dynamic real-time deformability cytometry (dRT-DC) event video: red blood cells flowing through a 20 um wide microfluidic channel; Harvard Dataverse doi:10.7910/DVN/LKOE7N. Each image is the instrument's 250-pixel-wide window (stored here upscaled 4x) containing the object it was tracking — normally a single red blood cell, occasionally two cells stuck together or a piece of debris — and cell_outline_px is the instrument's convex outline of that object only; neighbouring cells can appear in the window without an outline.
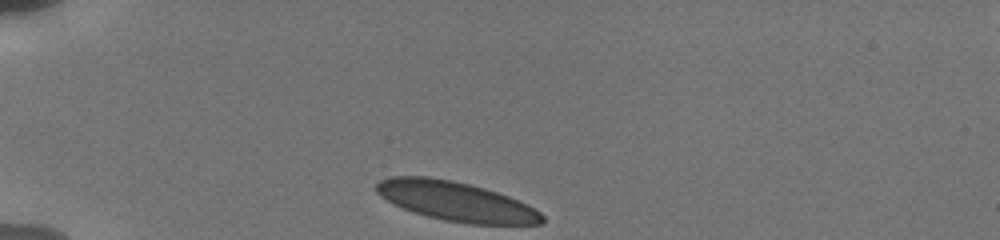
{"species": "human", "species_latin": "Homo sapiens", "temperature_condition": "cold", "stored_images_in_passage": 26, "camera_frame_rate_fps": 3000, "um_per_image_px": 0.085, "donor": {"sex": "male"}, "frame": {"image": 1, "passage_image": 1, "time_ms": 0.0, "image_size_px": [1000, 240], "cell_outline_px": [[544, 220], [540, 224], [468, 224], [444, 220], [428, 216], [392, 204], [380, 196], [376, 192], [376, 184], [380, 180], [388, 176], [428, 176], [452, 180], [484, 188], [508, 196], [528, 204], [540, 212], [544, 216]], "centroid_in_image_um": [38.74, 17.1], "position_along_channel_um": 46.3, "area_um2": 37.97}}
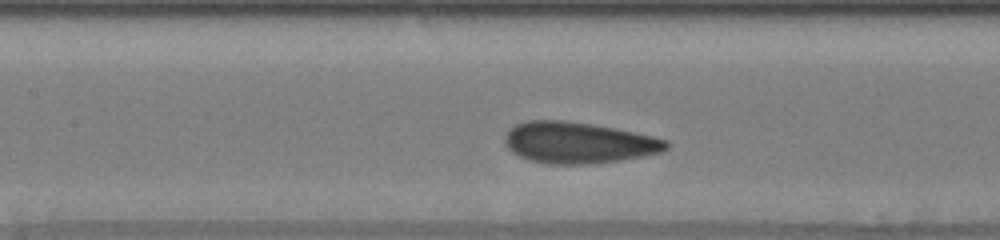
{"frame": {"image": 2, "passage_image": 11, "time_ms": 4.0, "image_size_px": [1000, 240], "cell_outline_px": [[668, 148], [660, 152], [644, 156], [620, 160], [592, 164], [548, 164], [528, 160], [512, 152], [508, 148], [504, 140], [504, 136], [516, 124], [528, 120], [564, 120], [592, 124], [652, 136], [668, 140]], "centroid_in_image_um": [49.15, 12.13], "position_along_channel_um": 158.3, "area_um2": 38.67}}
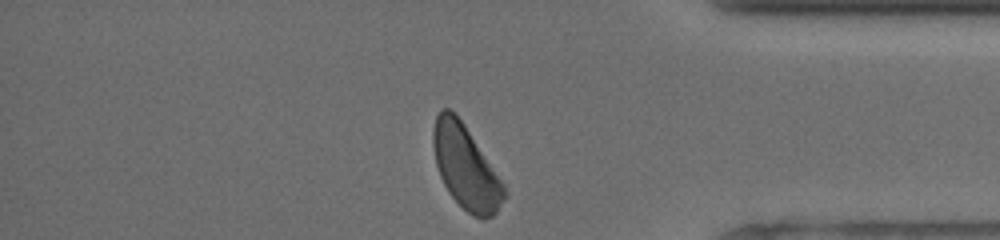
{"frame": {"image": 3, "passage_image": 26, "time_ms": 10.667, "image_size_px": [1000, 240], "cell_outline_px": [[508, 196], [496, 212], [492, 216], [484, 220], [472, 216], [448, 192], [440, 176], [436, 164], [432, 144], [432, 132], [436, 116], [440, 108], [448, 108], [456, 112], [504, 184]], "centroid_in_image_um": [39.58, 14.21], "position_along_channel_um": 395.6, "area_um2": 34.51}, "authors_computed_cell_mechanics": {"area_um2": 38.148, "velocity_mm_per_s": 3.7714, "shape_relaxation_time_tau1_ms": 5.1971, "shape_relaxation_time_tau2_ms": 0.8453, "deformation_change_tau1": 0.1254, "deformation_change_tau2": 0.0721}}